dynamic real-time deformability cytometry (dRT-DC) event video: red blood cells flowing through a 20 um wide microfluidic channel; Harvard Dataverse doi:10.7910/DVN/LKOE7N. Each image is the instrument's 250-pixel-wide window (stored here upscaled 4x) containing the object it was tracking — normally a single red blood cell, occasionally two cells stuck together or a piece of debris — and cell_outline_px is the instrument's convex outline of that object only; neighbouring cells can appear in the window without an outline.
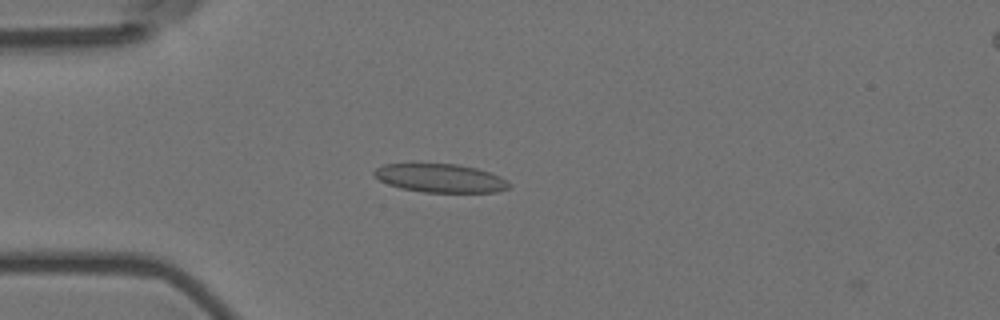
{"species": "Egyptian fruit bat (a non-hibernating species)", "species_latin": "Rousettus aegyptiacus", "temperature_condition": "room temperature", "stored_images_in_passage": 6, "camera_frame_rate_fps": 3000, "um_per_image_px": 0.085, "animal": {"sex": "female"}, "frame": {"image": 1, "passage_image": 5, "time_ms": 1.333, "image_size_px": [1000, 320], "cell_outline_px": [[512, 184], [508, 188], [496, 192], [424, 192], [400, 188], [388, 184], [380, 180], [372, 172], [376, 168], [384, 164], [456, 164], [476, 168], [500, 176], [508, 180]], "centroid_in_image_um": [37.45, 15.14], "position_along_channel_um": 47.6, "area_um2": 22.31}}